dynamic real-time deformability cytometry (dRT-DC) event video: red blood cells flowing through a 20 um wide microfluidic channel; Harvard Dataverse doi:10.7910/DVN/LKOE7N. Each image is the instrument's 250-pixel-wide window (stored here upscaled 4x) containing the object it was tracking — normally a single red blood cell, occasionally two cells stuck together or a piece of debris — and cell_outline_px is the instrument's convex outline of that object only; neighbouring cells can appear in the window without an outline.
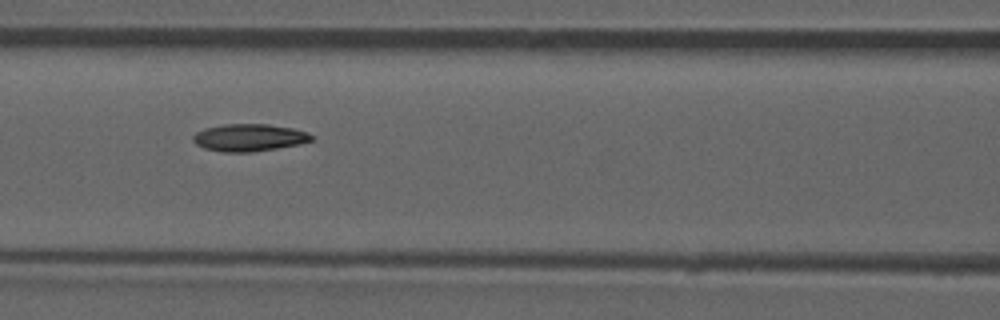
{"species": "common noctule bat (a hibernating species)", "species_latin": "Nyctalus noctula", "temperature_condition": "room temperature", "stored_images_in_passage": 53, "camera_frame_rate_fps": 3000, "um_per_image_px": 0.085, "animal": {"sex": "male", "forearm_length_mm": 52.5}, "frame": {"image": 1, "passage_image": 23, "time_ms": 7.333, "image_size_px": [1000, 320], "cell_outline_px": [[312, 140], [300, 144], [252, 152], [224, 152], [204, 148], [196, 144], [192, 140], [192, 136], [196, 132], [204, 128], [224, 124], [268, 124], [292, 128], [308, 132], [312, 136]], "centroid_in_image_um": [21.15, 11.69], "position_along_channel_um": 145.4, "area_um2": 18.84}, "authors_computed_cell_mechanics": {"area_um2": 18.6694, "velocity_mm_per_s": 3.8415, "shape_relaxation_time_tau1_ms": null, "shape_relaxation_time_tau2_ms": 5.1853, "deformation_change_tau1": null, "deformation_change_tau2": 0.104}}